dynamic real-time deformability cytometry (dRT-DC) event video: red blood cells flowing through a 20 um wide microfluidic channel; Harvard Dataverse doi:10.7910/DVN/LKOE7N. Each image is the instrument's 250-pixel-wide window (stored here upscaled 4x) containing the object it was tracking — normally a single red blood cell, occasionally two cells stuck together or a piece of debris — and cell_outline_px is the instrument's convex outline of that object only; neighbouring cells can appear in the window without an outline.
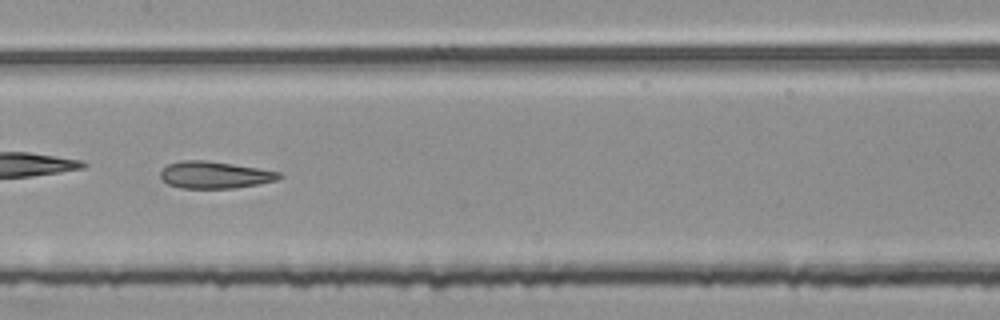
{"species": "common noctule bat (a hibernating species)", "species_latin": "Nyctalus noctula", "temperature_condition": "room temperature", "stored_images_in_passage": 45, "camera_frame_rate_fps": 3000, "um_per_image_px": 0.085, "animal": {"sex": "female", "body_mass_g": 25.1}, "frame": {"image": 1, "passage_image": 26, "time_ms": 8.333, "image_size_px": [1000, 320], "cell_outline_px": [[284, 176], [276, 180], [256, 184], [232, 188], [184, 188], [168, 184], [160, 180], [160, 172], [168, 164], [180, 160], [204, 160], [232, 164], [280, 172]], "centroid_in_image_um": [18.21, 14.86], "position_along_channel_um": 189.2, "area_um2": 18.5}}